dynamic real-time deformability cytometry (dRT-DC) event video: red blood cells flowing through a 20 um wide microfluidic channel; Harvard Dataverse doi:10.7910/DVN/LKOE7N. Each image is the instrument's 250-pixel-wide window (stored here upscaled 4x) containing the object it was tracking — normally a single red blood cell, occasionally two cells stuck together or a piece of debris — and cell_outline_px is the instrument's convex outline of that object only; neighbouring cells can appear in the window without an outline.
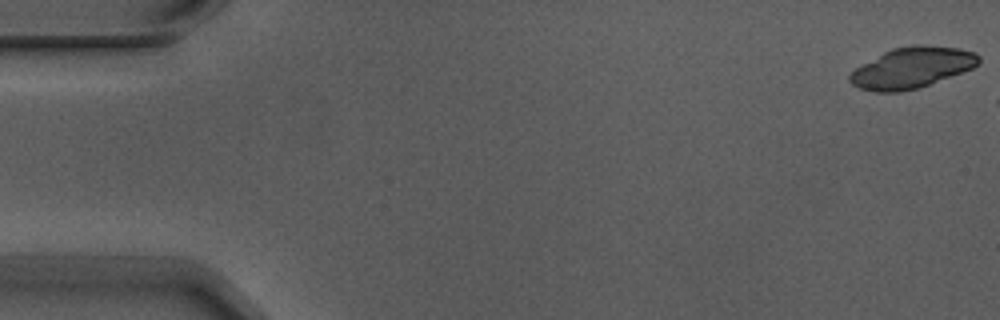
{"species": "Egyptian fruit bat (a non-hibernating species)", "species_latin": "Rousettus aegyptiacus", "temperature_condition": "warm", "stored_images_in_passage": 3, "camera_frame_rate_fps": 3000, "um_per_image_px": 0.085, "animal": {"sex": "male"}, "frame": {"image": 1, "passage_image": 1, "time_ms": 0.0, "image_size_px": [1000, 320], "cell_outline_px": [[980, 60], [972, 68], [920, 88], [900, 92], [876, 92], [860, 88], [852, 84], [848, 80], [848, 76], [856, 68], [884, 52], [892, 48], [916, 44], [956, 48], [976, 52], [980, 56]], "centroid_in_image_um": [77.5, 5.76], "position_along_channel_um": 7.5, "area_um2": 30.46}}